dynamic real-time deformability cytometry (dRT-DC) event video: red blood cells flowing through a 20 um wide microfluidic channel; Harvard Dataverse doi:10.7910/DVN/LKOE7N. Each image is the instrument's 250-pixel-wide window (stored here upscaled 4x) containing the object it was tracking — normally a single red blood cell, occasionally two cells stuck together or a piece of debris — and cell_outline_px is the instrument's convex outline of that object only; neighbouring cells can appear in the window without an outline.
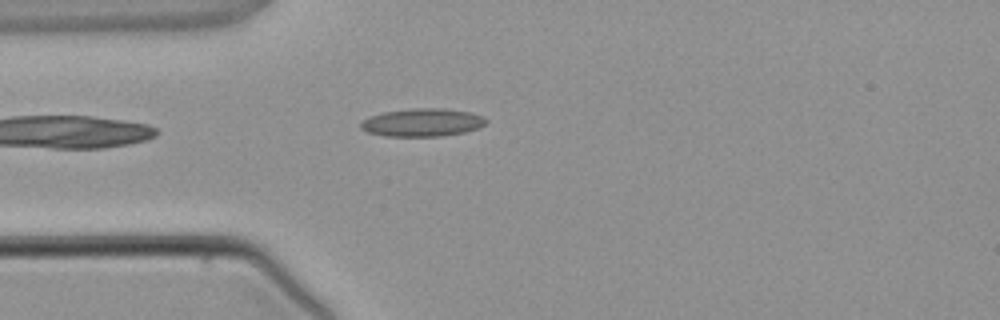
{"species": "common noctule bat (a hibernating species)", "species_latin": "Nyctalus noctula", "temperature_condition": "warm", "stored_images_in_passage": 3, "camera_frame_rate_fps": 3000, "um_per_image_px": 0.085, "animal": {"sex": "male", "body_mass_g": 21.5, "forearm_length_mm": 52.0}, "frame": {"image": 1, "passage_image": 3, "time_ms": 2.333, "image_size_px": [1000, 320], "cell_outline_px": [[488, 120], [484, 124], [476, 128], [464, 132], [440, 136], [384, 136], [368, 132], [360, 128], [360, 124], [368, 116], [384, 112], [412, 108], [444, 108], [472, 112], [484, 116]], "centroid_in_image_um": [35.9, 10.4], "position_along_channel_um": 49.1, "area_um2": 20.46}}